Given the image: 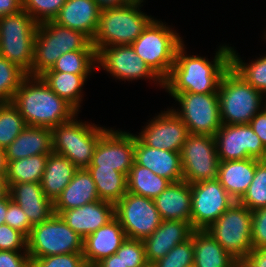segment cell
Here are the masks:
<instances>
[{
    "mask_svg": "<svg viewBox=\"0 0 266 267\" xmlns=\"http://www.w3.org/2000/svg\"><path fill=\"white\" fill-rule=\"evenodd\" d=\"M169 95L181 105L180 110H172L186 124L189 134L216 135L222 125L218 93Z\"/></svg>",
    "mask_w": 266,
    "mask_h": 267,
    "instance_id": "11",
    "label": "cell"
},
{
    "mask_svg": "<svg viewBox=\"0 0 266 267\" xmlns=\"http://www.w3.org/2000/svg\"><path fill=\"white\" fill-rule=\"evenodd\" d=\"M233 48L230 51V67L248 84L266 95V55L251 60L248 64L243 62Z\"/></svg>",
    "mask_w": 266,
    "mask_h": 267,
    "instance_id": "35",
    "label": "cell"
},
{
    "mask_svg": "<svg viewBox=\"0 0 266 267\" xmlns=\"http://www.w3.org/2000/svg\"><path fill=\"white\" fill-rule=\"evenodd\" d=\"M182 43L183 40L176 30L164 25L162 21L153 19L131 46L151 70L164 81L171 72L177 48Z\"/></svg>",
    "mask_w": 266,
    "mask_h": 267,
    "instance_id": "6",
    "label": "cell"
},
{
    "mask_svg": "<svg viewBox=\"0 0 266 267\" xmlns=\"http://www.w3.org/2000/svg\"><path fill=\"white\" fill-rule=\"evenodd\" d=\"M193 235L173 247L165 257L153 262L150 267H191L194 261Z\"/></svg>",
    "mask_w": 266,
    "mask_h": 267,
    "instance_id": "40",
    "label": "cell"
},
{
    "mask_svg": "<svg viewBox=\"0 0 266 267\" xmlns=\"http://www.w3.org/2000/svg\"><path fill=\"white\" fill-rule=\"evenodd\" d=\"M206 231L239 263L253 249L252 211L234 203Z\"/></svg>",
    "mask_w": 266,
    "mask_h": 267,
    "instance_id": "9",
    "label": "cell"
},
{
    "mask_svg": "<svg viewBox=\"0 0 266 267\" xmlns=\"http://www.w3.org/2000/svg\"><path fill=\"white\" fill-rule=\"evenodd\" d=\"M217 93L221 121L225 125L248 124L266 106L264 95L231 67L224 73Z\"/></svg>",
    "mask_w": 266,
    "mask_h": 267,
    "instance_id": "5",
    "label": "cell"
},
{
    "mask_svg": "<svg viewBox=\"0 0 266 267\" xmlns=\"http://www.w3.org/2000/svg\"><path fill=\"white\" fill-rule=\"evenodd\" d=\"M8 185L11 200L23 209L33 226L43 223L55 214L54 203L45 196L40 183Z\"/></svg>",
    "mask_w": 266,
    "mask_h": 267,
    "instance_id": "22",
    "label": "cell"
},
{
    "mask_svg": "<svg viewBox=\"0 0 266 267\" xmlns=\"http://www.w3.org/2000/svg\"><path fill=\"white\" fill-rule=\"evenodd\" d=\"M22 10V0H0V18Z\"/></svg>",
    "mask_w": 266,
    "mask_h": 267,
    "instance_id": "50",
    "label": "cell"
},
{
    "mask_svg": "<svg viewBox=\"0 0 266 267\" xmlns=\"http://www.w3.org/2000/svg\"><path fill=\"white\" fill-rule=\"evenodd\" d=\"M82 251L83 238L57 214L41 224L34 225L27 238V253L31 258Z\"/></svg>",
    "mask_w": 266,
    "mask_h": 267,
    "instance_id": "10",
    "label": "cell"
},
{
    "mask_svg": "<svg viewBox=\"0 0 266 267\" xmlns=\"http://www.w3.org/2000/svg\"><path fill=\"white\" fill-rule=\"evenodd\" d=\"M4 224L18 230L27 238L30 236L33 227L23 209L13 202L10 196L7 197V212Z\"/></svg>",
    "mask_w": 266,
    "mask_h": 267,
    "instance_id": "44",
    "label": "cell"
},
{
    "mask_svg": "<svg viewBox=\"0 0 266 267\" xmlns=\"http://www.w3.org/2000/svg\"><path fill=\"white\" fill-rule=\"evenodd\" d=\"M114 215L127 238L142 241L149 237L162 221L154 199L128 191L114 204Z\"/></svg>",
    "mask_w": 266,
    "mask_h": 267,
    "instance_id": "13",
    "label": "cell"
},
{
    "mask_svg": "<svg viewBox=\"0 0 266 267\" xmlns=\"http://www.w3.org/2000/svg\"><path fill=\"white\" fill-rule=\"evenodd\" d=\"M23 116L12 102L0 103V147L6 148L26 127Z\"/></svg>",
    "mask_w": 266,
    "mask_h": 267,
    "instance_id": "37",
    "label": "cell"
},
{
    "mask_svg": "<svg viewBox=\"0 0 266 267\" xmlns=\"http://www.w3.org/2000/svg\"><path fill=\"white\" fill-rule=\"evenodd\" d=\"M101 10L95 0H67L53 21L81 31L92 40L98 27Z\"/></svg>",
    "mask_w": 266,
    "mask_h": 267,
    "instance_id": "24",
    "label": "cell"
},
{
    "mask_svg": "<svg viewBox=\"0 0 266 267\" xmlns=\"http://www.w3.org/2000/svg\"><path fill=\"white\" fill-rule=\"evenodd\" d=\"M138 134L136 137L149 147L180 152L189 132L181 118L168 108L151 119Z\"/></svg>",
    "mask_w": 266,
    "mask_h": 267,
    "instance_id": "18",
    "label": "cell"
},
{
    "mask_svg": "<svg viewBox=\"0 0 266 267\" xmlns=\"http://www.w3.org/2000/svg\"><path fill=\"white\" fill-rule=\"evenodd\" d=\"M170 183L166 178L156 175L135 161L127 175V191L151 199L160 195Z\"/></svg>",
    "mask_w": 266,
    "mask_h": 267,
    "instance_id": "33",
    "label": "cell"
},
{
    "mask_svg": "<svg viewBox=\"0 0 266 267\" xmlns=\"http://www.w3.org/2000/svg\"><path fill=\"white\" fill-rule=\"evenodd\" d=\"M38 24L23 9L0 18V56L31 76Z\"/></svg>",
    "mask_w": 266,
    "mask_h": 267,
    "instance_id": "8",
    "label": "cell"
},
{
    "mask_svg": "<svg viewBox=\"0 0 266 267\" xmlns=\"http://www.w3.org/2000/svg\"><path fill=\"white\" fill-rule=\"evenodd\" d=\"M143 0L102 9L96 33L91 40L96 52L106 46L131 45L154 19L143 13Z\"/></svg>",
    "mask_w": 266,
    "mask_h": 267,
    "instance_id": "3",
    "label": "cell"
},
{
    "mask_svg": "<svg viewBox=\"0 0 266 267\" xmlns=\"http://www.w3.org/2000/svg\"><path fill=\"white\" fill-rule=\"evenodd\" d=\"M100 200L95 182L86 168L78 169L70 183L56 198L54 212L60 215L64 210L81 207Z\"/></svg>",
    "mask_w": 266,
    "mask_h": 267,
    "instance_id": "28",
    "label": "cell"
},
{
    "mask_svg": "<svg viewBox=\"0 0 266 267\" xmlns=\"http://www.w3.org/2000/svg\"><path fill=\"white\" fill-rule=\"evenodd\" d=\"M101 9L120 7L130 3L133 0H95Z\"/></svg>",
    "mask_w": 266,
    "mask_h": 267,
    "instance_id": "52",
    "label": "cell"
},
{
    "mask_svg": "<svg viewBox=\"0 0 266 267\" xmlns=\"http://www.w3.org/2000/svg\"><path fill=\"white\" fill-rule=\"evenodd\" d=\"M7 212V198L0 201V225L5 222V215Z\"/></svg>",
    "mask_w": 266,
    "mask_h": 267,
    "instance_id": "55",
    "label": "cell"
},
{
    "mask_svg": "<svg viewBox=\"0 0 266 267\" xmlns=\"http://www.w3.org/2000/svg\"><path fill=\"white\" fill-rule=\"evenodd\" d=\"M183 180L190 185L217 179L219 158L215 136L189 134L180 151Z\"/></svg>",
    "mask_w": 266,
    "mask_h": 267,
    "instance_id": "12",
    "label": "cell"
},
{
    "mask_svg": "<svg viewBox=\"0 0 266 267\" xmlns=\"http://www.w3.org/2000/svg\"><path fill=\"white\" fill-rule=\"evenodd\" d=\"M8 162L4 148L0 147V177H6Z\"/></svg>",
    "mask_w": 266,
    "mask_h": 267,
    "instance_id": "53",
    "label": "cell"
},
{
    "mask_svg": "<svg viewBox=\"0 0 266 267\" xmlns=\"http://www.w3.org/2000/svg\"><path fill=\"white\" fill-rule=\"evenodd\" d=\"M134 161L171 183L183 180L180 152L149 147L143 144L136 134Z\"/></svg>",
    "mask_w": 266,
    "mask_h": 267,
    "instance_id": "23",
    "label": "cell"
},
{
    "mask_svg": "<svg viewBox=\"0 0 266 267\" xmlns=\"http://www.w3.org/2000/svg\"><path fill=\"white\" fill-rule=\"evenodd\" d=\"M115 254L127 267H150L142 240L127 238Z\"/></svg>",
    "mask_w": 266,
    "mask_h": 267,
    "instance_id": "42",
    "label": "cell"
},
{
    "mask_svg": "<svg viewBox=\"0 0 266 267\" xmlns=\"http://www.w3.org/2000/svg\"><path fill=\"white\" fill-rule=\"evenodd\" d=\"M266 148V106L248 123Z\"/></svg>",
    "mask_w": 266,
    "mask_h": 267,
    "instance_id": "49",
    "label": "cell"
},
{
    "mask_svg": "<svg viewBox=\"0 0 266 267\" xmlns=\"http://www.w3.org/2000/svg\"><path fill=\"white\" fill-rule=\"evenodd\" d=\"M90 74L45 71L40 77L60 98L65 99L78 112L82 101V89Z\"/></svg>",
    "mask_w": 266,
    "mask_h": 267,
    "instance_id": "31",
    "label": "cell"
},
{
    "mask_svg": "<svg viewBox=\"0 0 266 267\" xmlns=\"http://www.w3.org/2000/svg\"><path fill=\"white\" fill-rule=\"evenodd\" d=\"M184 42L177 48L175 61L163 88L169 94L191 92L217 93L224 73L230 67L231 46L220 45L213 61L198 55H187Z\"/></svg>",
    "mask_w": 266,
    "mask_h": 267,
    "instance_id": "1",
    "label": "cell"
},
{
    "mask_svg": "<svg viewBox=\"0 0 266 267\" xmlns=\"http://www.w3.org/2000/svg\"><path fill=\"white\" fill-rule=\"evenodd\" d=\"M77 50H95L91 39L83 32L67 28L53 20L38 24L31 76H40L51 69L62 54Z\"/></svg>",
    "mask_w": 266,
    "mask_h": 267,
    "instance_id": "4",
    "label": "cell"
},
{
    "mask_svg": "<svg viewBox=\"0 0 266 267\" xmlns=\"http://www.w3.org/2000/svg\"><path fill=\"white\" fill-rule=\"evenodd\" d=\"M219 161L266 160V148L249 124L225 125L215 135Z\"/></svg>",
    "mask_w": 266,
    "mask_h": 267,
    "instance_id": "15",
    "label": "cell"
},
{
    "mask_svg": "<svg viewBox=\"0 0 266 267\" xmlns=\"http://www.w3.org/2000/svg\"><path fill=\"white\" fill-rule=\"evenodd\" d=\"M82 253L51 255L42 258H31V267H86Z\"/></svg>",
    "mask_w": 266,
    "mask_h": 267,
    "instance_id": "43",
    "label": "cell"
},
{
    "mask_svg": "<svg viewBox=\"0 0 266 267\" xmlns=\"http://www.w3.org/2000/svg\"><path fill=\"white\" fill-rule=\"evenodd\" d=\"M266 246V207L252 211V247Z\"/></svg>",
    "mask_w": 266,
    "mask_h": 267,
    "instance_id": "46",
    "label": "cell"
},
{
    "mask_svg": "<svg viewBox=\"0 0 266 267\" xmlns=\"http://www.w3.org/2000/svg\"><path fill=\"white\" fill-rule=\"evenodd\" d=\"M259 161L246 158L219 162L217 179L235 201H239L248 190Z\"/></svg>",
    "mask_w": 266,
    "mask_h": 267,
    "instance_id": "27",
    "label": "cell"
},
{
    "mask_svg": "<svg viewBox=\"0 0 266 267\" xmlns=\"http://www.w3.org/2000/svg\"><path fill=\"white\" fill-rule=\"evenodd\" d=\"M94 267H127L122 260L116 255L112 254L109 257L102 259Z\"/></svg>",
    "mask_w": 266,
    "mask_h": 267,
    "instance_id": "51",
    "label": "cell"
},
{
    "mask_svg": "<svg viewBox=\"0 0 266 267\" xmlns=\"http://www.w3.org/2000/svg\"><path fill=\"white\" fill-rule=\"evenodd\" d=\"M239 202L250 211L266 207V160L256 164L253 180Z\"/></svg>",
    "mask_w": 266,
    "mask_h": 267,
    "instance_id": "38",
    "label": "cell"
},
{
    "mask_svg": "<svg viewBox=\"0 0 266 267\" xmlns=\"http://www.w3.org/2000/svg\"><path fill=\"white\" fill-rule=\"evenodd\" d=\"M154 202L162 220H180L191 224L192 197L188 182L170 183Z\"/></svg>",
    "mask_w": 266,
    "mask_h": 267,
    "instance_id": "26",
    "label": "cell"
},
{
    "mask_svg": "<svg viewBox=\"0 0 266 267\" xmlns=\"http://www.w3.org/2000/svg\"><path fill=\"white\" fill-rule=\"evenodd\" d=\"M103 68L119 80L151 79L163 87V81L136 54L131 45L106 46L97 52V68Z\"/></svg>",
    "mask_w": 266,
    "mask_h": 267,
    "instance_id": "16",
    "label": "cell"
},
{
    "mask_svg": "<svg viewBox=\"0 0 266 267\" xmlns=\"http://www.w3.org/2000/svg\"><path fill=\"white\" fill-rule=\"evenodd\" d=\"M239 267H266V246L252 249L239 263Z\"/></svg>",
    "mask_w": 266,
    "mask_h": 267,
    "instance_id": "48",
    "label": "cell"
},
{
    "mask_svg": "<svg viewBox=\"0 0 266 267\" xmlns=\"http://www.w3.org/2000/svg\"><path fill=\"white\" fill-rule=\"evenodd\" d=\"M193 267H239L232 257L206 230H194Z\"/></svg>",
    "mask_w": 266,
    "mask_h": 267,
    "instance_id": "29",
    "label": "cell"
},
{
    "mask_svg": "<svg viewBox=\"0 0 266 267\" xmlns=\"http://www.w3.org/2000/svg\"><path fill=\"white\" fill-rule=\"evenodd\" d=\"M126 239L125 231L114 217L106 225L83 239L82 254L86 265L94 267L102 259L115 254Z\"/></svg>",
    "mask_w": 266,
    "mask_h": 267,
    "instance_id": "21",
    "label": "cell"
},
{
    "mask_svg": "<svg viewBox=\"0 0 266 267\" xmlns=\"http://www.w3.org/2000/svg\"><path fill=\"white\" fill-rule=\"evenodd\" d=\"M0 250L27 251V237L9 225L1 224Z\"/></svg>",
    "mask_w": 266,
    "mask_h": 267,
    "instance_id": "45",
    "label": "cell"
},
{
    "mask_svg": "<svg viewBox=\"0 0 266 267\" xmlns=\"http://www.w3.org/2000/svg\"><path fill=\"white\" fill-rule=\"evenodd\" d=\"M0 267H31L27 251L0 250Z\"/></svg>",
    "mask_w": 266,
    "mask_h": 267,
    "instance_id": "47",
    "label": "cell"
},
{
    "mask_svg": "<svg viewBox=\"0 0 266 267\" xmlns=\"http://www.w3.org/2000/svg\"><path fill=\"white\" fill-rule=\"evenodd\" d=\"M194 229L189 222L180 220H162L158 228L143 240L145 254L151 265L163 258L177 244L187 241Z\"/></svg>",
    "mask_w": 266,
    "mask_h": 267,
    "instance_id": "20",
    "label": "cell"
},
{
    "mask_svg": "<svg viewBox=\"0 0 266 267\" xmlns=\"http://www.w3.org/2000/svg\"><path fill=\"white\" fill-rule=\"evenodd\" d=\"M9 196V185L5 177H0V201Z\"/></svg>",
    "mask_w": 266,
    "mask_h": 267,
    "instance_id": "54",
    "label": "cell"
},
{
    "mask_svg": "<svg viewBox=\"0 0 266 267\" xmlns=\"http://www.w3.org/2000/svg\"><path fill=\"white\" fill-rule=\"evenodd\" d=\"M12 103L18 108L27 126L52 129L79 114L71 104L53 92L40 76L27 75Z\"/></svg>",
    "mask_w": 266,
    "mask_h": 267,
    "instance_id": "2",
    "label": "cell"
},
{
    "mask_svg": "<svg viewBox=\"0 0 266 267\" xmlns=\"http://www.w3.org/2000/svg\"><path fill=\"white\" fill-rule=\"evenodd\" d=\"M5 152L7 162L33 155H50L53 152L52 130L48 127L26 126L5 148Z\"/></svg>",
    "mask_w": 266,
    "mask_h": 267,
    "instance_id": "25",
    "label": "cell"
},
{
    "mask_svg": "<svg viewBox=\"0 0 266 267\" xmlns=\"http://www.w3.org/2000/svg\"><path fill=\"white\" fill-rule=\"evenodd\" d=\"M67 0H22V9L37 24L52 21Z\"/></svg>",
    "mask_w": 266,
    "mask_h": 267,
    "instance_id": "41",
    "label": "cell"
},
{
    "mask_svg": "<svg viewBox=\"0 0 266 267\" xmlns=\"http://www.w3.org/2000/svg\"><path fill=\"white\" fill-rule=\"evenodd\" d=\"M97 69L96 50H77L62 54L51 69L46 71L90 74Z\"/></svg>",
    "mask_w": 266,
    "mask_h": 267,
    "instance_id": "36",
    "label": "cell"
},
{
    "mask_svg": "<svg viewBox=\"0 0 266 267\" xmlns=\"http://www.w3.org/2000/svg\"><path fill=\"white\" fill-rule=\"evenodd\" d=\"M48 155H33L16 161H9L6 180L8 184L24 182L40 183Z\"/></svg>",
    "mask_w": 266,
    "mask_h": 267,
    "instance_id": "34",
    "label": "cell"
},
{
    "mask_svg": "<svg viewBox=\"0 0 266 267\" xmlns=\"http://www.w3.org/2000/svg\"><path fill=\"white\" fill-rule=\"evenodd\" d=\"M95 182L100 200L117 203L127 192V175L113 168H86Z\"/></svg>",
    "mask_w": 266,
    "mask_h": 267,
    "instance_id": "32",
    "label": "cell"
},
{
    "mask_svg": "<svg viewBox=\"0 0 266 267\" xmlns=\"http://www.w3.org/2000/svg\"><path fill=\"white\" fill-rule=\"evenodd\" d=\"M78 168L66 157L52 152L48 155L41 179L45 196L53 202L70 183Z\"/></svg>",
    "mask_w": 266,
    "mask_h": 267,
    "instance_id": "30",
    "label": "cell"
},
{
    "mask_svg": "<svg viewBox=\"0 0 266 267\" xmlns=\"http://www.w3.org/2000/svg\"><path fill=\"white\" fill-rule=\"evenodd\" d=\"M135 135L108 129L96 145L90 166L113 168L128 175L134 163Z\"/></svg>",
    "mask_w": 266,
    "mask_h": 267,
    "instance_id": "17",
    "label": "cell"
},
{
    "mask_svg": "<svg viewBox=\"0 0 266 267\" xmlns=\"http://www.w3.org/2000/svg\"><path fill=\"white\" fill-rule=\"evenodd\" d=\"M51 130L53 152L63 155L82 169L91 165L96 145L108 128L77 121L74 116Z\"/></svg>",
    "mask_w": 266,
    "mask_h": 267,
    "instance_id": "7",
    "label": "cell"
},
{
    "mask_svg": "<svg viewBox=\"0 0 266 267\" xmlns=\"http://www.w3.org/2000/svg\"><path fill=\"white\" fill-rule=\"evenodd\" d=\"M191 197V226L194 230H206L235 201L218 179L191 184Z\"/></svg>",
    "mask_w": 266,
    "mask_h": 267,
    "instance_id": "14",
    "label": "cell"
},
{
    "mask_svg": "<svg viewBox=\"0 0 266 267\" xmlns=\"http://www.w3.org/2000/svg\"><path fill=\"white\" fill-rule=\"evenodd\" d=\"M60 216L83 239L111 221L114 203L98 200L81 207L64 210Z\"/></svg>",
    "mask_w": 266,
    "mask_h": 267,
    "instance_id": "19",
    "label": "cell"
},
{
    "mask_svg": "<svg viewBox=\"0 0 266 267\" xmlns=\"http://www.w3.org/2000/svg\"><path fill=\"white\" fill-rule=\"evenodd\" d=\"M27 74L16 64L0 56V103L12 102Z\"/></svg>",
    "mask_w": 266,
    "mask_h": 267,
    "instance_id": "39",
    "label": "cell"
}]
</instances>
